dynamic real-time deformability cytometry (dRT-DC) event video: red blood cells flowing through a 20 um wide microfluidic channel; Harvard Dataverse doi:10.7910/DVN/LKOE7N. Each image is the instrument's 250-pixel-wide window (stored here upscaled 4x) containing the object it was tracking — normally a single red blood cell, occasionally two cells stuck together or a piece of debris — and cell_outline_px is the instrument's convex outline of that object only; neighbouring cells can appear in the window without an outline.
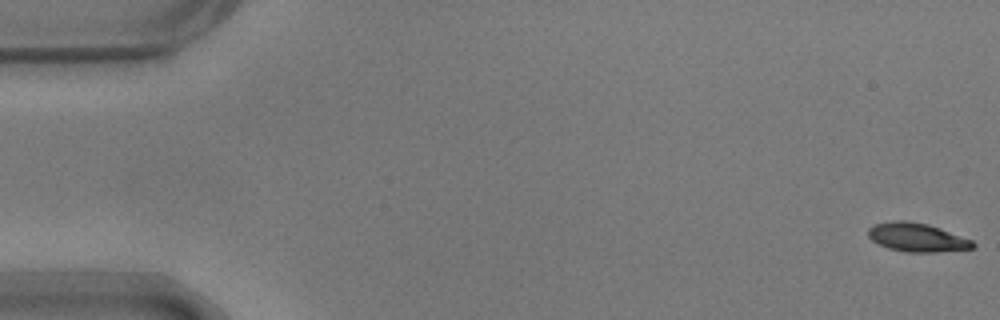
{"species": "common noctule bat (a hibernating species)", "species_latin": "Nyctalus noctula", "temperature_condition": "warm", "stored_images_in_passage": 55, "camera_frame_rate_fps": 3000, "um_per_image_px": 0.085, "animal": {"sex": "male", "body_mass_g": 17.9}, "frame": {"image": 1, "passage_image": 1, "time_ms": 0.0, "image_size_px": [1000, 320], "cell_outline_px": [[976, 248], [936, 252], [904, 252], [888, 248], [872, 240], [868, 236], [868, 228], [872, 224], [892, 220], [908, 220], [928, 224], [940, 228], [972, 240], [976, 244]], "centroid_in_image_um": [77.93, 20.17], "position_along_channel_um": 7.1, "area_um2": 17.69}}
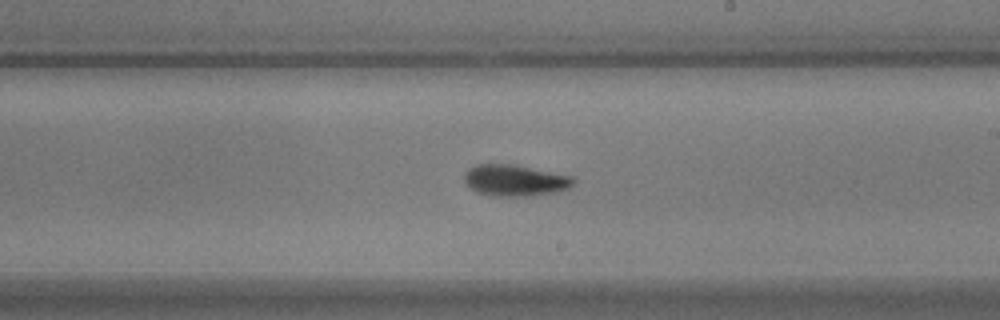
{"frame": {"image": 2, "passage_image": 32, "time_ms": 10.333, "image_size_px": [1000, 320], "cell_outline_px": [[572, 184], [568, 188], [556, 192], [532, 196], [488, 196], [476, 192], [464, 184], [464, 172], [468, 168], [476, 164], [512, 164], [572, 176]], "centroid_in_image_um": [43.68, 15.34], "position_along_channel_um": 245.3, "area_um2": 20.06}}
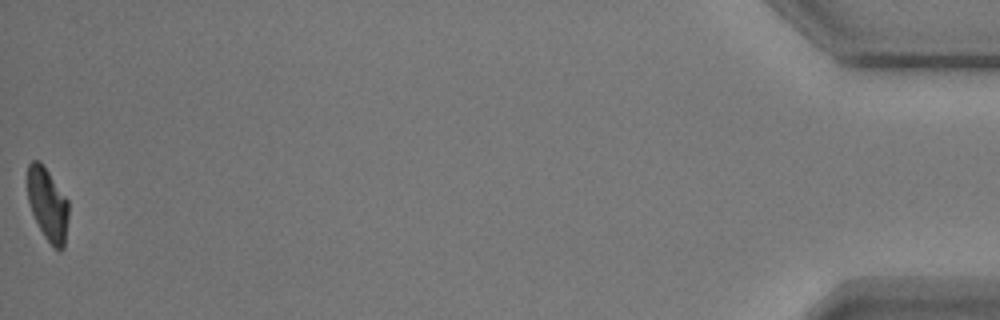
{"frame": {"image": 3, "passage_image": 55, "time_ms": 18.0, "image_size_px": [1000, 320], "cell_outline_px": [[68, 216], [64, 248], [60, 252], [44, 236], [32, 212], [28, 200], [28, 164], [32, 160], [40, 160], [68, 200]], "centroid_in_image_um": [4.06, 17.36], "position_along_channel_um": 431.1, "area_um2": 17.17}, "authors_computed_cell_mechanics": {"area_um2": 18.9006, "velocity_mm_per_s": 3.7047, "shape_relaxation_time_tau1_ms": 3.6112, "shape_relaxation_time_tau2_ms": 5.7815, "deformation_change_tau1": 0.1547, "deformation_change_tau2": 0.0855}}